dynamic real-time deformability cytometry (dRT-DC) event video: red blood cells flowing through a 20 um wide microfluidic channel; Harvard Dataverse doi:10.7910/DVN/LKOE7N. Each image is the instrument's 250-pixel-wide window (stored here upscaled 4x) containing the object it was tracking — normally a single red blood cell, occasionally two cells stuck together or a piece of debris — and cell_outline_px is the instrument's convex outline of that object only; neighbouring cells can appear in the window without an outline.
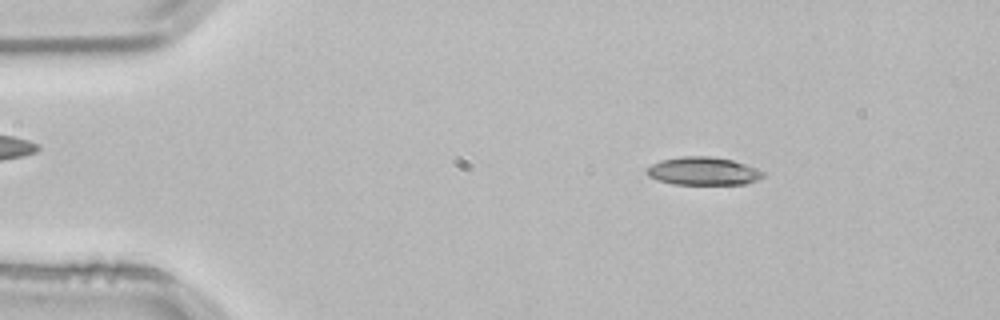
{"species": "common noctule bat (a hibernating species)", "species_latin": "Nyctalus noctula", "temperature_condition": "room temperature", "stored_images_in_passage": 52, "camera_frame_rate_fps": 3000, "um_per_image_px": 0.085, "animal": {"sex": "male", "body_mass_g": 21.5, "forearm_length_mm": 52.0}, "frame": {"image": 1, "passage_image": 7, "time_ms": 2.0, "image_size_px": [1000, 320], "cell_outline_px": [[764, 176], [756, 180], [744, 184], [672, 184], [648, 176], [644, 172], [652, 164], [660, 160], [680, 156], [712, 156], [732, 160], [756, 168], [764, 172]], "centroid_in_image_um": [59.75, 14.54], "position_along_channel_um": 25.3, "area_um2": 18.96}}
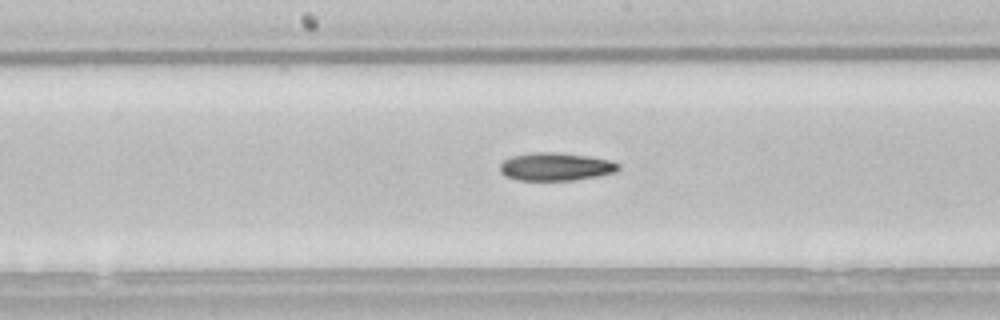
{"frame": {"image": 2, "passage_image": 26, "time_ms": 8.333, "image_size_px": [1000, 320], "cell_outline_px": [[620, 168], [616, 172], [600, 176], [576, 180], [516, 180], [504, 176], [500, 172], [500, 164], [504, 160], [512, 156], [532, 152], [556, 152], [588, 156], [612, 160], [620, 164]], "centroid_in_image_um": [47.26, 14.17], "position_along_channel_um": 200.9, "area_um2": 19.59}}
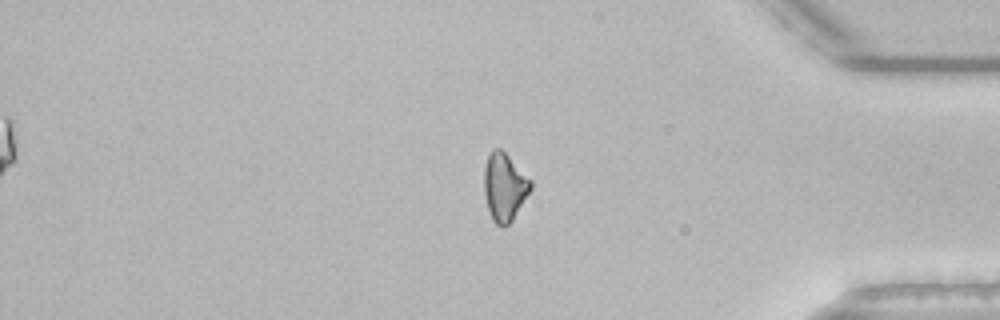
{"frame": {"image": 3, "passage_image": 43, "time_ms": 14.0, "image_size_px": [1000, 320], "cell_outline_px": [[532, 188], [512, 220], [504, 228], [500, 228], [492, 220], [488, 208], [484, 192], [484, 168], [488, 156], [492, 148], [500, 148], [532, 180]], "centroid_in_image_um": [42.87, 15.91], "position_along_channel_um": 392.3, "area_um2": 18.38}, "authors_computed_cell_mechanics": {"area_um2": 18.9006, "velocity_mm_per_s": 3.8381, "shape_relaxation_time_tau1_ms": null, "shape_relaxation_time_tau2_ms": 5.8717, "deformation_change_tau1": null, "deformation_change_tau2": 0.1563}}